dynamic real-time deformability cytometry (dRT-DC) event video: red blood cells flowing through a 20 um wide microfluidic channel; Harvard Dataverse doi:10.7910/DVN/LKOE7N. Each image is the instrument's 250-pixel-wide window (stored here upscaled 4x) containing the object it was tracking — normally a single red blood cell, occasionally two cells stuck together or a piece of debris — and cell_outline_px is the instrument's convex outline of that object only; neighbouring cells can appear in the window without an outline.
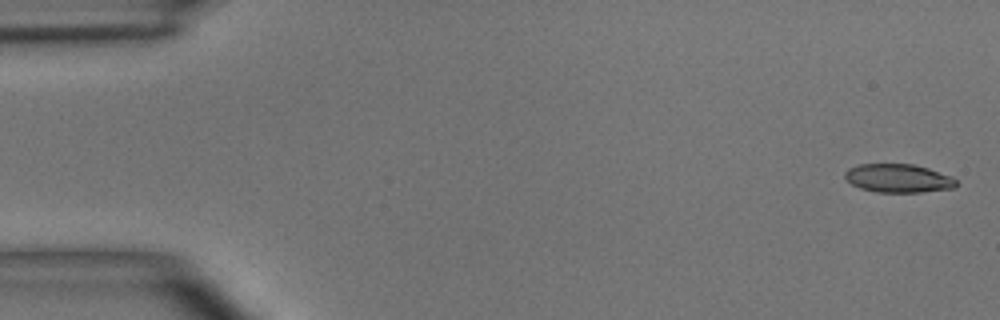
{"species": "common noctule bat (a hibernating species)", "species_latin": "Nyctalus noctula", "temperature_condition": "room temperature", "stored_images_in_passage": 7, "camera_frame_rate_fps": 3000, "um_per_image_px": 0.085, "animal": {"sex": "male", "body_mass_g": 15.6}, "frame": {"image": 1, "passage_image": 1, "time_ms": 0.0, "image_size_px": [1000, 320], "cell_outline_px": [[956, 188], [920, 192], [876, 192], [860, 188], [852, 184], [844, 176], [844, 172], [848, 168], [860, 164], [912, 164], [928, 168], [952, 176], [956, 180]], "centroid_in_image_um": [76.36, 15.15], "position_along_channel_um": 8.6, "area_um2": 18.5}}
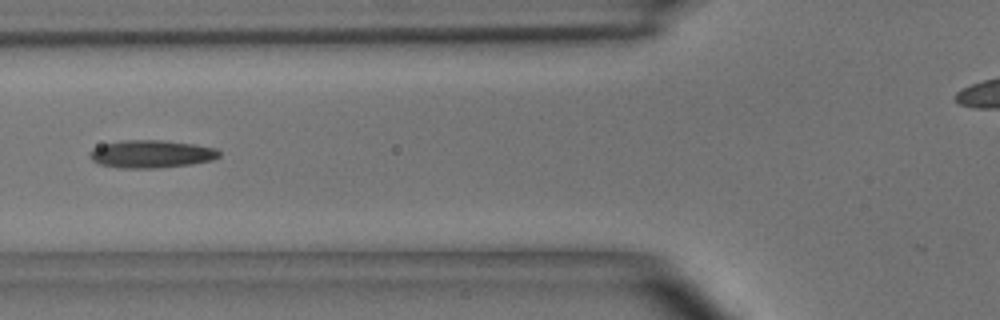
{"frame": {"image": 2, "passage_image": 6, "time_ms": 6.0, "image_size_px": [1000, 320], "cell_outline_px": [[220, 156], [212, 160], [192, 164], [156, 168], [120, 168], [100, 164], [92, 160], [88, 156], [88, 152], [92, 148], [104, 144], [120, 140], [160, 140], [196, 144], [216, 148], [220, 152]], "centroid_in_image_um": [12.84, 13.08], "position_along_channel_um": 113.0, "area_um2": 21.1}}